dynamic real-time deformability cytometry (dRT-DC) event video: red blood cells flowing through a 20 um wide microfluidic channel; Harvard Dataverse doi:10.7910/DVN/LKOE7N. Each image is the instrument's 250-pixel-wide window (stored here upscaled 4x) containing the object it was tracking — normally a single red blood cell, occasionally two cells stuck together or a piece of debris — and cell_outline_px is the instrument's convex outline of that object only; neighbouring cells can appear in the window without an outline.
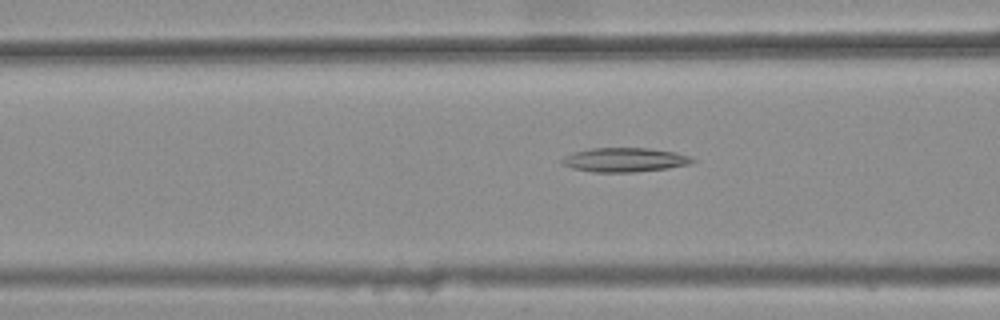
{"species": "common noctule bat (a hibernating species)", "species_latin": "Nyctalus noctula", "temperature_condition": "warm", "stored_images_in_passage": 34, "camera_frame_rate_fps": 3000, "um_per_image_px": 0.085, "animal": {"sex": "female", "body_mass_g": 25.1}, "frame": {"image": 1, "passage_image": 8, "time_ms": 2.333, "image_size_px": [1000, 320], "cell_outline_px": [[696, 160], [688, 164], [668, 168], [636, 172], [592, 172], [572, 168], [560, 164], [560, 160], [564, 156], [572, 152], [592, 148], [648, 148], [676, 152], [688, 156]], "centroid_in_image_um": [53.03, 13.59], "position_along_channel_um": 113.6, "area_um2": 18.44}}
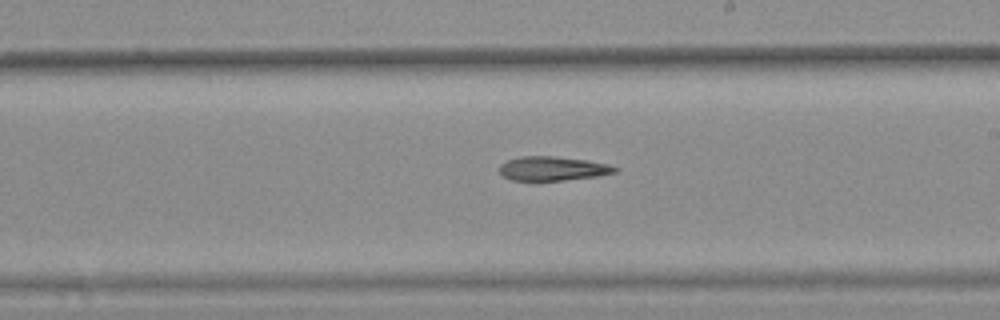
{"frame": {"image": 2, "passage_image": 18, "time_ms": 5.667, "image_size_px": [1000, 320], "cell_outline_px": [[620, 168], [616, 172], [596, 176], [532, 184], [512, 180], [504, 176], [500, 172], [500, 164], [508, 160], [520, 156], [552, 156], [588, 160], [608, 164]], "centroid_in_image_um": [46.93, 14.36], "position_along_channel_um": 242.1, "area_um2": 16.88}}
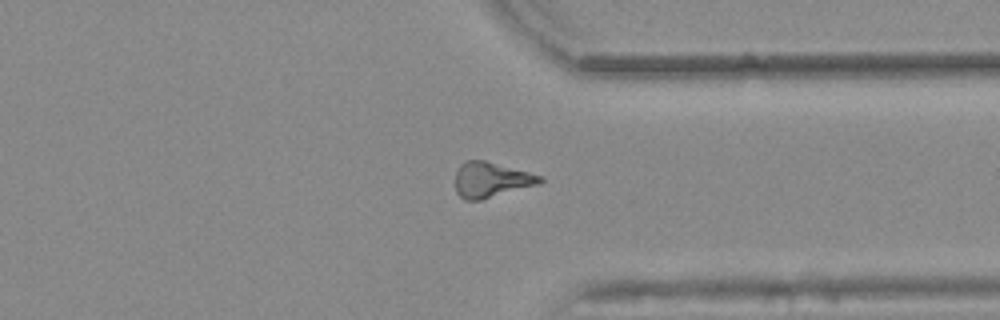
{"frame": {"image": 3, "passage_image": 28, "time_ms": 9.0, "image_size_px": [1000, 320], "cell_outline_px": [[544, 180], [540, 184], [480, 200], [464, 200], [456, 192], [456, 172], [460, 164], [468, 160], [484, 160], [544, 176]], "centroid_in_image_um": [41.76, 15.28], "position_along_channel_um": 369.6, "area_um2": 17.4}}